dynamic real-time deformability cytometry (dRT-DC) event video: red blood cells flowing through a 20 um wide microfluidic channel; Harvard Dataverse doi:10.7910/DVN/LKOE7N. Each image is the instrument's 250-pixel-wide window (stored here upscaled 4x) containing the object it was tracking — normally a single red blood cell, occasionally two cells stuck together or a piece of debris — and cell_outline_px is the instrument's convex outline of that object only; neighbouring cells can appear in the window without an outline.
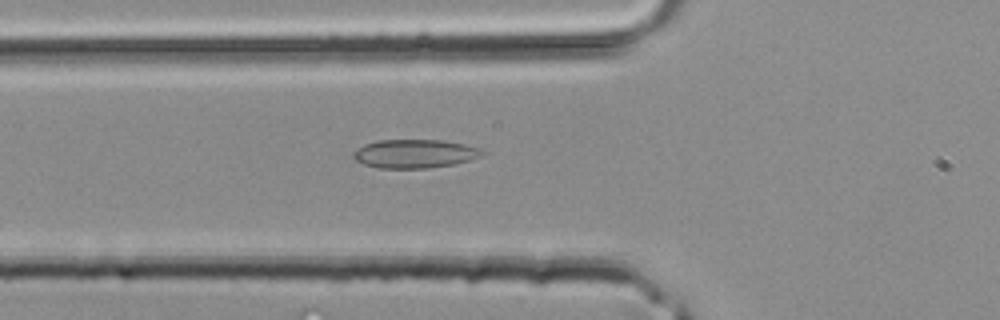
{"species": "common noctule bat (a hibernating species)", "species_latin": "Nyctalus noctula", "temperature_condition": "room temperature", "stored_images_in_passage": 3, "camera_frame_rate_fps": 3000, "um_per_image_px": 0.085, "animal": {"sex": "male", "body_mass_g": 20.4}, "frame": {"image": 1, "passage_image": 3, "time_ms": 0.667, "image_size_px": [1000, 320], "cell_outline_px": [[488, 152], [480, 156], [468, 160], [452, 164], [428, 168], [380, 168], [364, 164], [356, 160], [352, 156], [352, 152], [356, 148], [364, 144], [380, 140], [440, 140], [464, 144], [480, 148]], "centroid_in_image_um": [35.23, 13.06], "position_along_channel_um": 90.6, "area_um2": 21.44}}